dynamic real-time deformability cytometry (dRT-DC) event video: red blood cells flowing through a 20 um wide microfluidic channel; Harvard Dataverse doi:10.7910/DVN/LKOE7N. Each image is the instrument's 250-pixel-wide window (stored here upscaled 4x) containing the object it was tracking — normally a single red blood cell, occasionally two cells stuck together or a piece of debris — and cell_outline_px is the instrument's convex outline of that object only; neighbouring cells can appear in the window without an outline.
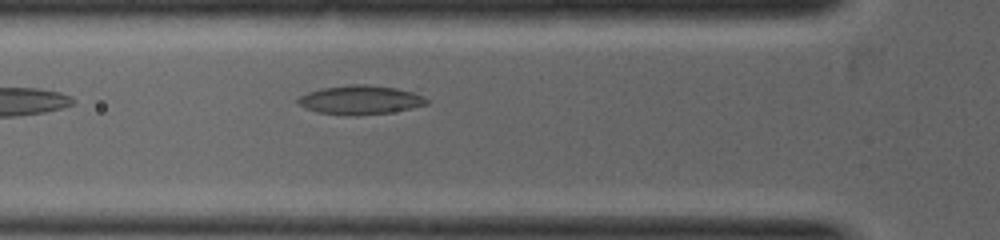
{"species": "common noctule bat (a hibernating species)", "species_latin": "Nyctalus noctula", "temperature_condition": "warm", "stored_images_in_passage": 11, "camera_frame_rate_fps": 5000, "um_per_image_px": 0.085, "animal": {"sex": "female", "body_mass_g": 19.0, "forearm_length_mm": 53.3}, "frame": {"image": 1, "passage_image": 4, "time_ms": 1.0, "image_size_px": [1000, 240], "cell_outline_px": [[428, 104], [412, 108], [392, 112], [356, 116], [348, 116], [316, 112], [304, 108], [296, 104], [296, 100], [300, 96], [308, 92], [320, 88], [352, 84], [364, 84], [396, 88], [412, 92], [424, 96], [428, 100]], "centroid_in_image_um": [30.58, 8.5], "position_along_channel_um": 95.2, "area_um2": 22.02}}
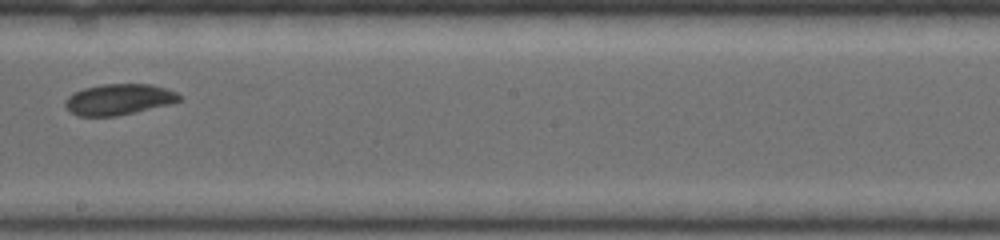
{"frame": {"image": 2, "passage_image": 10, "time_ms": 2.8, "image_size_px": [1000, 240], "cell_outline_px": [[184, 100], [136, 112], [116, 116], [76, 116], [64, 104], [64, 100], [68, 96], [84, 88], [104, 84], [152, 84], [168, 88], [184, 96]], "centroid_in_image_um": [10.16, 8.44], "position_along_channel_um": 238.0, "area_um2": 20.69}}